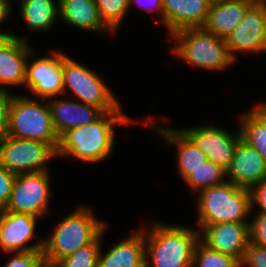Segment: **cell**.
Listing matches in <instances>:
<instances>
[{"mask_svg":"<svg viewBox=\"0 0 266 267\" xmlns=\"http://www.w3.org/2000/svg\"><path fill=\"white\" fill-rule=\"evenodd\" d=\"M130 121L121 111H112L93 123L71 128L59 137L56 156L69 155L84 162H99L111 154L115 145L113 126Z\"/></svg>","mask_w":266,"mask_h":267,"instance_id":"1","label":"cell"},{"mask_svg":"<svg viewBox=\"0 0 266 267\" xmlns=\"http://www.w3.org/2000/svg\"><path fill=\"white\" fill-rule=\"evenodd\" d=\"M199 240L198 230L155 222L148 231L144 230L145 265L192 267L194 248Z\"/></svg>","mask_w":266,"mask_h":267,"instance_id":"2","label":"cell"},{"mask_svg":"<svg viewBox=\"0 0 266 267\" xmlns=\"http://www.w3.org/2000/svg\"><path fill=\"white\" fill-rule=\"evenodd\" d=\"M198 228L226 222L241 223L253 210L251 190L230 181L199 192Z\"/></svg>","mask_w":266,"mask_h":267,"instance_id":"3","label":"cell"},{"mask_svg":"<svg viewBox=\"0 0 266 267\" xmlns=\"http://www.w3.org/2000/svg\"><path fill=\"white\" fill-rule=\"evenodd\" d=\"M106 224L92 215L88 208L79 207L55 227L51 237L44 241L46 264L54 265L84 245L92 243L106 229Z\"/></svg>","mask_w":266,"mask_h":267,"instance_id":"4","label":"cell"},{"mask_svg":"<svg viewBox=\"0 0 266 267\" xmlns=\"http://www.w3.org/2000/svg\"><path fill=\"white\" fill-rule=\"evenodd\" d=\"M171 36L179 43L171 52L192 66L219 71L227 69L235 61L229 54L225 39L203 27L182 29Z\"/></svg>","mask_w":266,"mask_h":267,"instance_id":"5","label":"cell"},{"mask_svg":"<svg viewBox=\"0 0 266 267\" xmlns=\"http://www.w3.org/2000/svg\"><path fill=\"white\" fill-rule=\"evenodd\" d=\"M45 102L40 104L27 97L14 96L9 111L7 135L17 139L42 141L57 151L59 137L53 127L49 105Z\"/></svg>","mask_w":266,"mask_h":267,"instance_id":"6","label":"cell"},{"mask_svg":"<svg viewBox=\"0 0 266 267\" xmlns=\"http://www.w3.org/2000/svg\"><path fill=\"white\" fill-rule=\"evenodd\" d=\"M62 75L64 93L72 91L83 103L100 108L104 113L121 111L120 103L107 88L100 76L84 65L62 53Z\"/></svg>","mask_w":266,"mask_h":267,"instance_id":"7","label":"cell"},{"mask_svg":"<svg viewBox=\"0 0 266 267\" xmlns=\"http://www.w3.org/2000/svg\"><path fill=\"white\" fill-rule=\"evenodd\" d=\"M55 157L56 151L42 141L8 135L0 140V165L15 174L45 171V164Z\"/></svg>","mask_w":266,"mask_h":267,"instance_id":"8","label":"cell"},{"mask_svg":"<svg viewBox=\"0 0 266 267\" xmlns=\"http://www.w3.org/2000/svg\"><path fill=\"white\" fill-rule=\"evenodd\" d=\"M48 170L16 174L9 203L4 211L42 217L48 214L51 194Z\"/></svg>","mask_w":266,"mask_h":267,"instance_id":"9","label":"cell"},{"mask_svg":"<svg viewBox=\"0 0 266 267\" xmlns=\"http://www.w3.org/2000/svg\"><path fill=\"white\" fill-rule=\"evenodd\" d=\"M230 56L235 52H266V0H256L245 12L242 21L225 39Z\"/></svg>","mask_w":266,"mask_h":267,"instance_id":"10","label":"cell"},{"mask_svg":"<svg viewBox=\"0 0 266 267\" xmlns=\"http://www.w3.org/2000/svg\"><path fill=\"white\" fill-rule=\"evenodd\" d=\"M51 57H44L29 62L25 72V85L37 97L45 99L64 93L62 75V52H52Z\"/></svg>","mask_w":266,"mask_h":267,"instance_id":"11","label":"cell"},{"mask_svg":"<svg viewBox=\"0 0 266 267\" xmlns=\"http://www.w3.org/2000/svg\"><path fill=\"white\" fill-rule=\"evenodd\" d=\"M181 130L206 155L207 160L213 161L227 170L232 162L236 145L241 139L239 128L235 136L223 128L214 126Z\"/></svg>","mask_w":266,"mask_h":267,"instance_id":"12","label":"cell"},{"mask_svg":"<svg viewBox=\"0 0 266 267\" xmlns=\"http://www.w3.org/2000/svg\"><path fill=\"white\" fill-rule=\"evenodd\" d=\"M38 217L0 209V250L5 253L42 251L44 241L26 245L34 237Z\"/></svg>","mask_w":266,"mask_h":267,"instance_id":"13","label":"cell"},{"mask_svg":"<svg viewBox=\"0 0 266 267\" xmlns=\"http://www.w3.org/2000/svg\"><path fill=\"white\" fill-rule=\"evenodd\" d=\"M202 231V232H201ZM200 240L209 248L242 260L249 245L248 222H226L200 228Z\"/></svg>","mask_w":266,"mask_h":267,"instance_id":"14","label":"cell"},{"mask_svg":"<svg viewBox=\"0 0 266 267\" xmlns=\"http://www.w3.org/2000/svg\"><path fill=\"white\" fill-rule=\"evenodd\" d=\"M226 175L227 181L251 190L266 178V164L256 149L240 139Z\"/></svg>","mask_w":266,"mask_h":267,"instance_id":"15","label":"cell"},{"mask_svg":"<svg viewBox=\"0 0 266 267\" xmlns=\"http://www.w3.org/2000/svg\"><path fill=\"white\" fill-rule=\"evenodd\" d=\"M211 0H163V24L169 33L186 28L203 27Z\"/></svg>","mask_w":266,"mask_h":267,"instance_id":"16","label":"cell"},{"mask_svg":"<svg viewBox=\"0 0 266 267\" xmlns=\"http://www.w3.org/2000/svg\"><path fill=\"white\" fill-rule=\"evenodd\" d=\"M47 103L58 137L71 128L93 123L104 114L100 108L81 102L59 99Z\"/></svg>","mask_w":266,"mask_h":267,"instance_id":"17","label":"cell"},{"mask_svg":"<svg viewBox=\"0 0 266 267\" xmlns=\"http://www.w3.org/2000/svg\"><path fill=\"white\" fill-rule=\"evenodd\" d=\"M26 42L24 37L15 36L0 49V90H8V85L25 84L27 59L33 55Z\"/></svg>","mask_w":266,"mask_h":267,"instance_id":"18","label":"cell"},{"mask_svg":"<svg viewBox=\"0 0 266 267\" xmlns=\"http://www.w3.org/2000/svg\"><path fill=\"white\" fill-rule=\"evenodd\" d=\"M256 0H217L211 2L203 28L219 38L227 36L242 21L246 10Z\"/></svg>","mask_w":266,"mask_h":267,"instance_id":"19","label":"cell"},{"mask_svg":"<svg viewBox=\"0 0 266 267\" xmlns=\"http://www.w3.org/2000/svg\"><path fill=\"white\" fill-rule=\"evenodd\" d=\"M143 229L114 245L103 256L100 250L98 267H146Z\"/></svg>","mask_w":266,"mask_h":267,"instance_id":"20","label":"cell"},{"mask_svg":"<svg viewBox=\"0 0 266 267\" xmlns=\"http://www.w3.org/2000/svg\"><path fill=\"white\" fill-rule=\"evenodd\" d=\"M59 19L82 30L112 31L102 21L95 0H58Z\"/></svg>","mask_w":266,"mask_h":267,"instance_id":"21","label":"cell"},{"mask_svg":"<svg viewBox=\"0 0 266 267\" xmlns=\"http://www.w3.org/2000/svg\"><path fill=\"white\" fill-rule=\"evenodd\" d=\"M154 129L168 141L169 145L177 146L179 173L183 180L207 160L206 155L182 130L161 128V126H155Z\"/></svg>","mask_w":266,"mask_h":267,"instance_id":"22","label":"cell"},{"mask_svg":"<svg viewBox=\"0 0 266 267\" xmlns=\"http://www.w3.org/2000/svg\"><path fill=\"white\" fill-rule=\"evenodd\" d=\"M240 119L241 139L256 149L266 164V105L259 103Z\"/></svg>","mask_w":266,"mask_h":267,"instance_id":"23","label":"cell"},{"mask_svg":"<svg viewBox=\"0 0 266 267\" xmlns=\"http://www.w3.org/2000/svg\"><path fill=\"white\" fill-rule=\"evenodd\" d=\"M54 1L22 0L20 3L22 20L34 31L51 29L59 17V5Z\"/></svg>","mask_w":266,"mask_h":267,"instance_id":"24","label":"cell"},{"mask_svg":"<svg viewBox=\"0 0 266 267\" xmlns=\"http://www.w3.org/2000/svg\"><path fill=\"white\" fill-rule=\"evenodd\" d=\"M224 176H227L226 169L213 161L206 160L201 166L193 170L184 181L192 190L200 192L226 182L223 181Z\"/></svg>","mask_w":266,"mask_h":267,"instance_id":"25","label":"cell"},{"mask_svg":"<svg viewBox=\"0 0 266 267\" xmlns=\"http://www.w3.org/2000/svg\"><path fill=\"white\" fill-rule=\"evenodd\" d=\"M198 265V266H197ZM241 267L231 255L209 248L199 240L194 248L192 267Z\"/></svg>","mask_w":266,"mask_h":267,"instance_id":"26","label":"cell"},{"mask_svg":"<svg viewBox=\"0 0 266 267\" xmlns=\"http://www.w3.org/2000/svg\"><path fill=\"white\" fill-rule=\"evenodd\" d=\"M101 233L92 243L79 248L73 254L59 260L54 267H98Z\"/></svg>","mask_w":266,"mask_h":267,"instance_id":"27","label":"cell"},{"mask_svg":"<svg viewBox=\"0 0 266 267\" xmlns=\"http://www.w3.org/2000/svg\"><path fill=\"white\" fill-rule=\"evenodd\" d=\"M95 3L102 21L114 34L128 11V0H95Z\"/></svg>","mask_w":266,"mask_h":267,"instance_id":"28","label":"cell"},{"mask_svg":"<svg viewBox=\"0 0 266 267\" xmlns=\"http://www.w3.org/2000/svg\"><path fill=\"white\" fill-rule=\"evenodd\" d=\"M4 267H43L46 262L43 251L14 252Z\"/></svg>","mask_w":266,"mask_h":267,"instance_id":"29","label":"cell"},{"mask_svg":"<svg viewBox=\"0 0 266 267\" xmlns=\"http://www.w3.org/2000/svg\"><path fill=\"white\" fill-rule=\"evenodd\" d=\"M249 225V242L266 248V214L257 213Z\"/></svg>","mask_w":266,"mask_h":267,"instance_id":"30","label":"cell"},{"mask_svg":"<svg viewBox=\"0 0 266 267\" xmlns=\"http://www.w3.org/2000/svg\"><path fill=\"white\" fill-rule=\"evenodd\" d=\"M240 266L266 267V248L249 243L240 261Z\"/></svg>","mask_w":266,"mask_h":267,"instance_id":"31","label":"cell"},{"mask_svg":"<svg viewBox=\"0 0 266 267\" xmlns=\"http://www.w3.org/2000/svg\"><path fill=\"white\" fill-rule=\"evenodd\" d=\"M16 174L0 165V209L9 203Z\"/></svg>","mask_w":266,"mask_h":267,"instance_id":"32","label":"cell"},{"mask_svg":"<svg viewBox=\"0 0 266 267\" xmlns=\"http://www.w3.org/2000/svg\"><path fill=\"white\" fill-rule=\"evenodd\" d=\"M13 97L8 90H0V140L7 135L9 111Z\"/></svg>","mask_w":266,"mask_h":267,"instance_id":"33","label":"cell"},{"mask_svg":"<svg viewBox=\"0 0 266 267\" xmlns=\"http://www.w3.org/2000/svg\"><path fill=\"white\" fill-rule=\"evenodd\" d=\"M252 205H259L258 213L266 214V178L251 189Z\"/></svg>","mask_w":266,"mask_h":267,"instance_id":"34","label":"cell"},{"mask_svg":"<svg viewBox=\"0 0 266 267\" xmlns=\"http://www.w3.org/2000/svg\"><path fill=\"white\" fill-rule=\"evenodd\" d=\"M138 1H140L138 4H139V6L141 5L142 6V8L144 7V4L142 5V3H141V0H128V2H129V7L131 6L130 4L132 3V2H135V3H137ZM145 2L147 1V0H144ZM148 2H149V4L148 5H151L152 6V8H151V6H148V5H146V7H144L146 10H148V11H159L160 12V16L162 17V21H163V0H148ZM151 3V4H150Z\"/></svg>","mask_w":266,"mask_h":267,"instance_id":"35","label":"cell"},{"mask_svg":"<svg viewBox=\"0 0 266 267\" xmlns=\"http://www.w3.org/2000/svg\"><path fill=\"white\" fill-rule=\"evenodd\" d=\"M9 0H0V24L5 21L9 14L11 13L10 11V2Z\"/></svg>","mask_w":266,"mask_h":267,"instance_id":"36","label":"cell"},{"mask_svg":"<svg viewBox=\"0 0 266 267\" xmlns=\"http://www.w3.org/2000/svg\"><path fill=\"white\" fill-rule=\"evenodd\" d=\"M15 36L8 34V33H3L0 31V49L3 48L6 44H8Z\"/></svg>","mask_w":266,"mask_h":267,"instance_id":"37","label":"cell"},{"mask_svg":"<svg viewBox=\"0 0 266 267\" xmlns=\"http://www.w3.org/2000/svg\"><path fill=\"white\" fill-rule=\"evenodd\" d=\"M43 267H54L53 265L45 264Z\"/></svg>","mask_w":266,"mask_h":267,"instance_id":"38","label":"cell"}]
</instances>
